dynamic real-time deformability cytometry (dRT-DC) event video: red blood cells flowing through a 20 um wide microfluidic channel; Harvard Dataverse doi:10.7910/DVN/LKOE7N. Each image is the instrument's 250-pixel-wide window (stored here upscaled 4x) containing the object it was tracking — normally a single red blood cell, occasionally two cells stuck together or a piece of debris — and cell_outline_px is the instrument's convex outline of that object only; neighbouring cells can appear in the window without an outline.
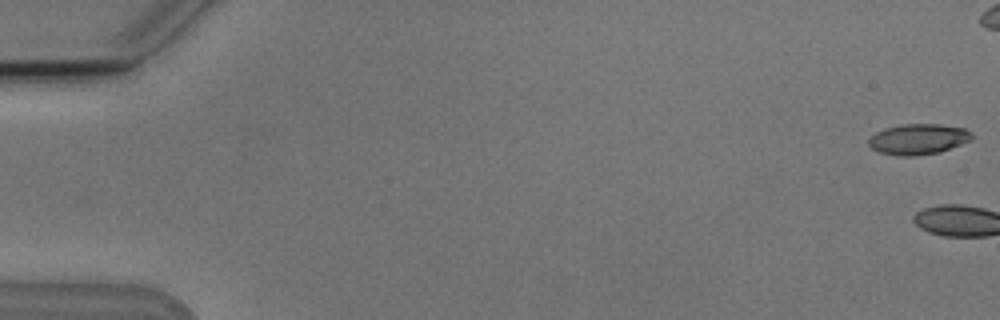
{"species": "Egyptian fruit bat (a non-hibernating species)", "species_latin": "Rousettus aegyptiacus", "temperature_condition": "cold", "stored_images_in_passage": 10, "camera_frame_rate_fps": 3000, "um_per_image_px": 0.085, "animal": {"sex": "male"}, "frame": {"image": 1, "passage_image": 1, "time_ms": 0.0, "image_size_px": [1000, 320], "cell_outline_px": [[972, 140], [940, 152], [916, 156], [900, 156], [880, 152], [872, 148], [868, 144], [868, 140], [876, 132], [884, 128], [904, 124], [940, 124], [964, 128], [972, 132]], "centroid_in_image_um": [78.07, 11.83], "position_along_channel_um": 6.9, "area_um2": 18.44}}
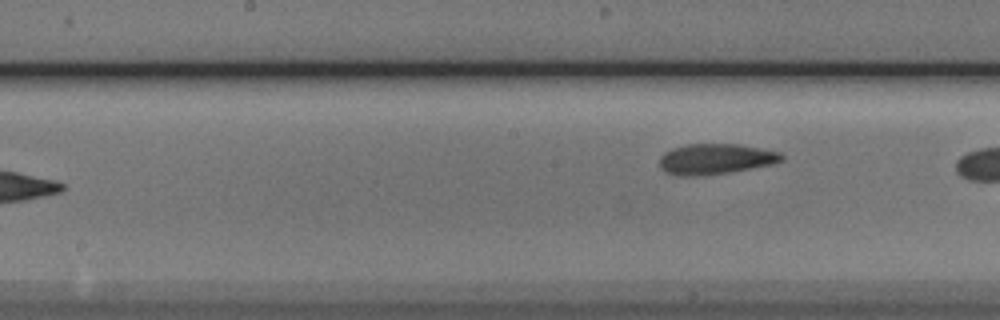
{"frame": {"image": 2, "passage_image": 10, "time_ms": 11.333, "image_size_px": [1000, 320], "cell_outline_px": [[784, 160], [772, 164], [728, 172], [700, 176], [676, 176], [664, 172], [660, 168], [660, 156], [664, 152], [672, 148], [688, 144], [740, 144], [780, 152], [784, 156]], "centroid_in_image_um": [60.79, 13.52], "position_along_channel_um": 187.4, "area_um2": 21.85}}